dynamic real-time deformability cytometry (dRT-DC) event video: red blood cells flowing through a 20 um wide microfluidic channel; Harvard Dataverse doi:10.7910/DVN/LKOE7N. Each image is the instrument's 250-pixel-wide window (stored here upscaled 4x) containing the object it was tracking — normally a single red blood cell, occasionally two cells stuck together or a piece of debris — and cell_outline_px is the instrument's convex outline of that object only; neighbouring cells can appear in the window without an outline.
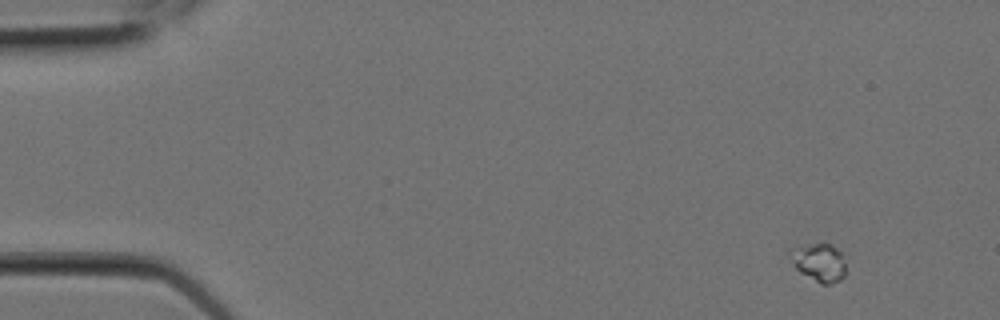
{"species": "Egyptian fruit bat (a non-hibernating species)", "species_latin": "Rousettus aegyptiacus", "temperature_condition": "room temperature", "stored_images_in_passage": 6, "camera_frame_rate_fps": 3000, "um_per_image_px": 0.085, "animal": {"sex": "female"}, "frame": {"image": 1, "passage_image": 1, "time_ms": 0.0, "image_size_px": [1000, 320], "cell_outline_px": [[844, 276], [840, 280], [828, 284], [820, 284], [800, 272], [796, 268], [796, 252], [812, 244], [832, 244], [840, 252], [844, 264]], "centroid_in_image_um": [69.77, 22.38], "position_along_channel_um": 15.2, "area_um2": 11.16}}